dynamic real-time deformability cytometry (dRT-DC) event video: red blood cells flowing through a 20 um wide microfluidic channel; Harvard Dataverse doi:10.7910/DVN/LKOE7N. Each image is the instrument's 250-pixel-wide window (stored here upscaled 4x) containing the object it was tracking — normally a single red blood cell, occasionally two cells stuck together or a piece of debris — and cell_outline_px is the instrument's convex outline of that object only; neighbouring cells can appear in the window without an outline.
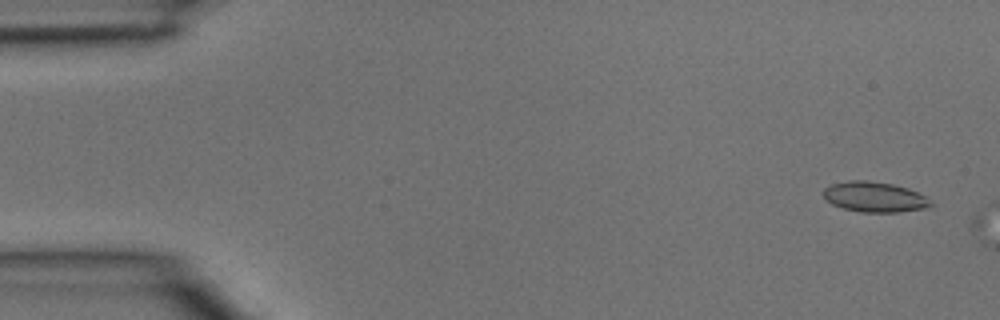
{"species": "common noctule bat (a hibernating species)", "species_latin": "Nyctalus noctula", "temperature_condition": "room temperature", "stored_images_in_passage": 5, "camera_frame_rate_fps": 3000, "um_per_image_px": 0.085, "animal": {"sex": "male", "body_mass_g": 15.6}, "frame": {"image": 1, "passage_image": 1, "time_ms": 0.0, "image_size_px": [1000, 320], "cell_outline_px": [[932, 204], [924, 208], [896, 212], [860, 212], [844, 208], [832, 204], [824, 196], [824, 188], [832, 184], [848, 180], [868, 180], [892, 184], [908, 188], [924, 196]], "centroid_in_image_um": [74.3, 16.73], "position_along_channel_um": 10.7, "area_um2": 18.61}}
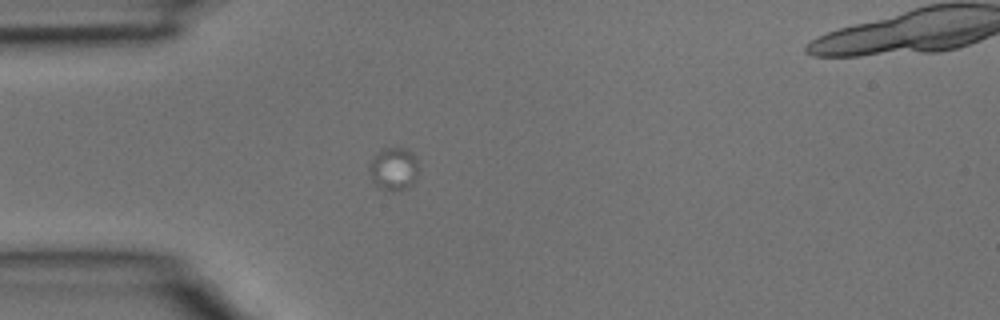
{"frame": {"image": 2, "passage_image": 5, "time_ms": 1.333, "image_size_px": [1000, 320], "cell_outline_px": [[416, 176], [408, 188], [392, 192], [380, 188], [372, 180], [368, 168], [368, 164], [376, 152], [384, 148], [408, 148], [416, 156]], "centroid_in_image_um": [33.42, 14.34], "position_along_channel_um": 51.6, "area_um2": 12.37}}